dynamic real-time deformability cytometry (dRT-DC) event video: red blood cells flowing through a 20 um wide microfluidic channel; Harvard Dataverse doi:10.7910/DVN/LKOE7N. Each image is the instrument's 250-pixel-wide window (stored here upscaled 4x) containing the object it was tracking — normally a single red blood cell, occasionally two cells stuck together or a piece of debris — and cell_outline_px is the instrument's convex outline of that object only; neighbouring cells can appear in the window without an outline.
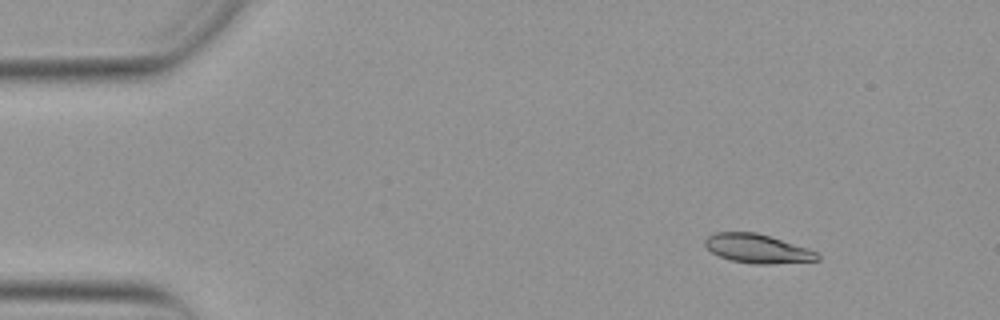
{"species": "Egyptian fruit bat (a non-hibernating species)", "species_latin": "Rousettus aegyptiacus", "temperature_condition": "warm", "stored_images_in_passage": 14, "camera_frame_rate_fps": 3000, "um_per_image_px": 0.085, "animal": {"sex": "female"}, "frame": {"image": 1, "passage_image": 4, "time_ms": 1.0, "image_size_px": [1000, 320], "cell_outline_px": [[820, 260], [772, 264], [752, 264], [732, 260], [720, 256], [712, 252], [704, 244], [704, 240], [708, 236], [716, 232], [756, 232], [808, 248], [816, 252], [820, 256]], "centroid_in_image_um": [64.39, 21.13], "position_along_channel_um": 20.6, "area_um2": 18.84}}